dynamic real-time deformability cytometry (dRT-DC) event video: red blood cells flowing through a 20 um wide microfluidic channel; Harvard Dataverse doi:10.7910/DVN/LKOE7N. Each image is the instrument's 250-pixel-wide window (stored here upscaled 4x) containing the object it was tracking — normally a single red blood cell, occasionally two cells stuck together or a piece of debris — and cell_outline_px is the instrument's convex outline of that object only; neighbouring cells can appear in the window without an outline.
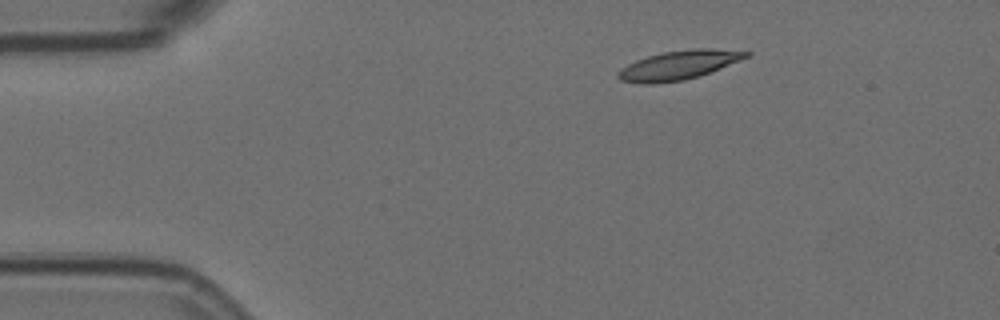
{"species": "Egyptian fruit bat (a non-hibernating species)", "species_latin": "Rousettus aegyptiacus", "temperature_condition": "room temperature", "stored_images_in_passage": 5, "camera_frame_rate_fps": 3000, "um_per_image_px": 0.085, "animal": {"sex": "female"}, "frame": {"image": 1, "passage_image": 1, "time_ms": 0.0, "image_size_px": [1000, 320], "cell_outline_px": [[752, 52], [748, 56], [740, 60], [700, 76], [684, 80], [652, 84], [640, 84], [620, 80], [616, 76], [616, 72], [620, 68], [636, 60], [648, 56], [664, 52], [692, 48], [712, 48]], "centroid_in_image_um": [57.65, 5.54], "position_along_channel_um": 27.4, "area_um2": 21.73}}
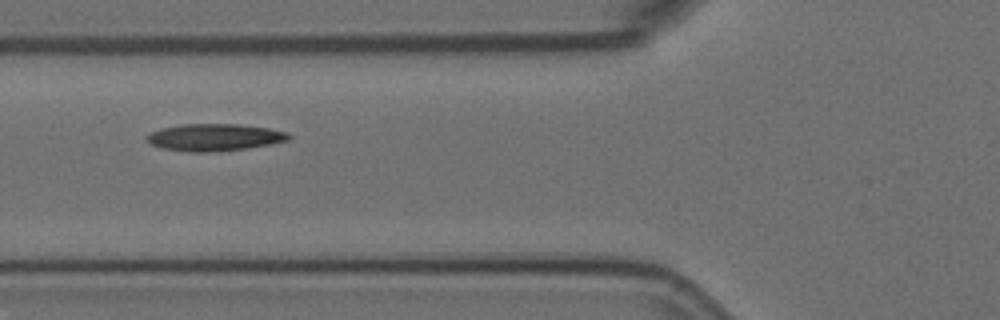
{"frame": {"image": 2, "passage_image": 4, "time_ms": 1.0, "image_size_px": [1000, 320], "cell_outline_px": [[292, 136], [288, 140], [248, 148], [208, 152], [188, 152], [164, 148], [152, 144], [144, 140], [144, 136], [148, 132], [160, 128], [180, 124], [240, 124], [268, 128], [288, 132]], "centroid_in_image_um": [18.17, 11.66], "position_along_channel_um": 107.6, "area_um2": 22.54}}
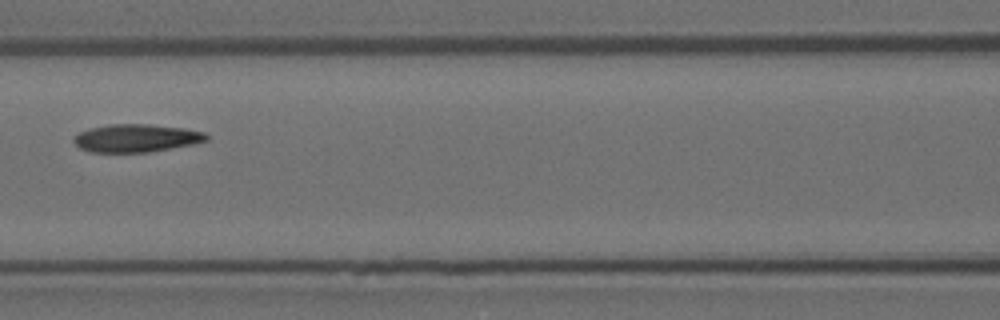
{"frame": {"image": 3, "passage_image": 5, "time_ms": 1.333, "image_size_px": [1000, 320], "cell_outline_px": [[208, 140], [192, 144], [144, 152], [92, 152], [80, 148], [72, 140], [80, 132], [88, 128], [108, 124], [148, 124], [184, 128], [204, 132], [208, 136]], "centroid_in_image_um": [11.56, 11.72], "position_along_channel_um": 155.0, "area_um2": 21.33}}